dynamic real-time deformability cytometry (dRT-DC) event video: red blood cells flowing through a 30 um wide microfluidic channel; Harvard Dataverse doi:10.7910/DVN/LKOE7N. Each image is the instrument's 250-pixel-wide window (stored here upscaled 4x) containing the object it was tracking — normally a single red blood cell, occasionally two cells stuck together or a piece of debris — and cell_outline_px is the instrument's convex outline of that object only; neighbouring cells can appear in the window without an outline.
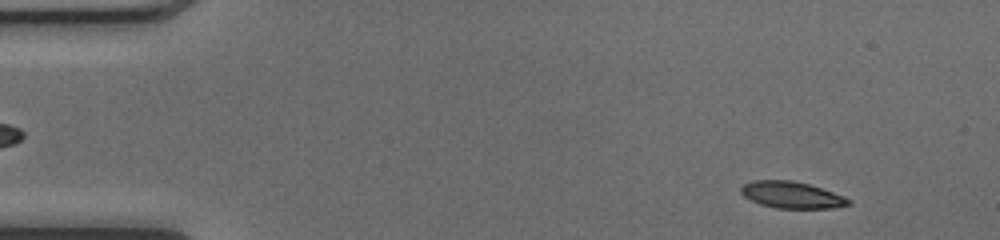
{"species": "common noctule bat (a hibernating species)", "species_latin": "Nyctalus noctula", "temperature_condition": "cold", "stored_images_in_passage": 51, "camera_frame_rate_fps": 3000, "um_per_image_px": 0.085, "animal": {"sex": "female", "body_mass_g": 17.0, "forearm_length_mm": 48.0}, "frame": {"image": 1, "passage_image": 5, "time_ms": 1.333, "image_size_px": [1000, 240], "cell_outline_px": [[852, 204], [832, 208], [776, 208], [760, 204], [744, 196], [740, 192], [740, 188], [744, 184], [752, 180], [792, 180], [808, 184], [844, 196], [852, 200]], "centroid_in_image_um": [67.3, 16.57], "position_along_channel_um": 17.7, "area_um2": 16.65}}
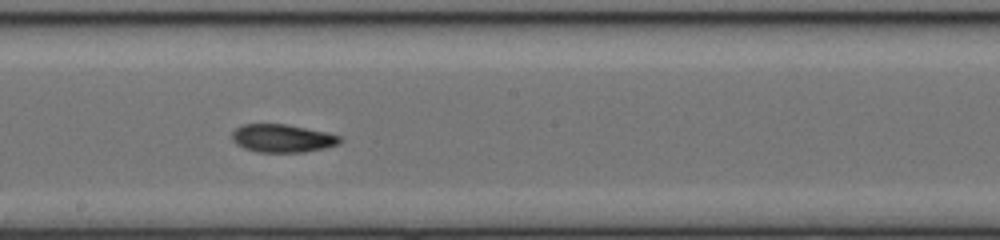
{"frame": {"image": 2, "passage_image": 28, "time_ms": 9.0, "image_size_px": [1000, 240], "cell_outline_px": [[344, 140], [340, 144], [324, 148], [304, 152], [256, 152], [244, 148], [236, 144], [232, 140], [232, 132], [236, 128], [244, 124], [288, 124], [328, 132], [340, 136]], "centroid_in_image_um": [24.03, 11.75], "position_along_channel_um": 224.2, "area_um2": 17.86}}
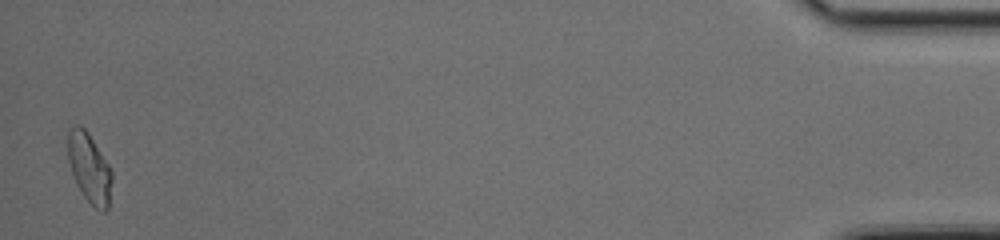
{"frame": {"image": 3, "passage_image": 50, "time_ms": 16.333, "image_size_px": [1000, 240], "cell_outline_px": [[112, 180], [108, 208], [104, 212], [100, 212], [84, 196], [76, 184], [68, 160], [68, 128], [72, 124], [80, 124], [88, 132], [108, 164], [112, 172]], "centroid_in_image_um": [7.58, 14.25], "position_along_channel_um": 427.6, "area_um2": 17.86}, "authors_computed_cell_mechanics": {"area_um2": 17.3978, "velocity_mm_per_s": 4.0706, "shape_relaxation_time_tau1_ms": 4.9994, "shape_relaxation_time_tau2_ms": 6.5393, "deformation_change_tau1": 0.1563, "deformation_change_tau2": 0.0986}}